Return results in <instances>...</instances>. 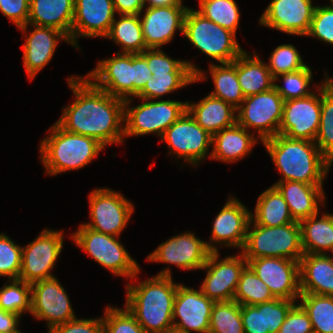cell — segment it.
<instances>
[{"instance_id": "1", "label": "cell", "mask_w": 333, "mask_h": 333, "mask_svg": "<svg viewBox=\"0 0 333 333\" xmlns=\"http://www.w3.org/2000/svg\"><path fill=\"white\" fill-rule=\"evenodd\" d=\"M75 101L56 121L68 132L96 139L104 147L124 143V100L98 89L86 76L67 79Z\"/></svg>"}, {"instance_id": "2", "label": "cell", "mask_w": 333, "mask_h": 333, "mask_svg": "<svg viewBox=\"0 0 333 333\" xmlns=\"http://www.w3.org/2000/svg\"><path fill=\"white\" fill-rule=\"evenodd\" d=\"M170 268L162 269L137 284L126 285V308L146 333L173 331V305L178 284L173 282Z\"/></svg>"}, {"instance_id": "3", "label": "cell", "mask_w": 333, "mask_h": 333, "mask_svg": "<svg viewBox=\"0 0 333 333\" xmlns=\"http://www.w3.org/2000/svg\"><path fill=\"white\" fill-rule=\"evenodd\" d=\"M262 144L281 174L282 178L277 182L323 185L332 163L320 152L315 142L277 134Z\"/></svg>"}, {"instance_id": "4", "label": "cell", "mask_w": 333, "mask_h": 333, "mask_svg": "<svg viewBox=\"0 0 333 333\" xmlns=\"http://www.w3.org/2000/svg\"><path fill=\"white\" fill-rule=\"evenodd\" d=\"M40 143V161L47 175H56L87 166L104 146L96 139L63 129L57 122Z\"/></svg>"}, {"instance_id": "5", "label": "cell", "mask_w": 333, "mask_h": 333, "mask_svg": "<svg viewBox=\"0 0 333 333\" xmlns=\"http://www.w3.org/2000/svg\"><path fill=\"white\" fill-rule=\"evenodd\" d=\"M241 253L245 259L277 257L300 262L304 252L299 222L266 227L250 220Z\"/></svg>"}, {"instance_id": "6", "label": "cell", "mask_w": 333, "mask_h": 333, "mask_svg": "<svg viewBox=\"0 0 333 333\" xmlns=\"http://www.w3.org/2000/svg\"><path fill=\"white\" fill-rule=\"evenodd\" d=\"M183 36L202 53L219 63L233 62L243 51L236 34L188 8L184 17Z\"/></svg>"}, {"instance_id": "7", "label": "cell", "mask_w": 333, "mask_h": 333, "mask_svg": "<svg viewBox=\"0 0 333 333\" xmlns=\"http://www.w3.org/2000/svg\"><path fill=\"white\" fill-rule=\"evenodd\" d=\"M140 100L142 103L135 107H129L132 98L124 100V138L151 133L162 137L166 129L187 110V102Z\"/></svg>"}, {"instance_id": "8", "label": "cell", "mask_w": 333, "mask_h": 333, "mask_svg": "<svg viewBox=\"0 0 333 333\" xmlns=\"http://www.w3.org/2000/svg\"><path fill=\"white\" fill-rule=\"evenodd\" d=\"M117 238L119 237L95 231L83 224L71 235L74 243L102 267L110 270L115 276L135 280L140 266Z\"/></svg>"}, {"instance_id": "9", "label": "cell", "mask_w": 333, "mask_h": 333, "mask_svg": "<svg viewBox=\"0 0 333 333\" xmlns=\"http://www.w3.org/2000/svg\"><path fill=\"white\" fill-rule=\"evenodd\" d=\"M284 100L280 94L270 90L245 97L236 109L237 123L246 128L257 130L261 143L279 134L283 116Z\"/></svg>"}, {"instance_id": "10", "label": "cell", "mask_w": 333, "mask_h": 333, "mask_svg": "<svg viewBox=\"0 0 333 333\" xmlns=\"http://www.w3.org/2000/svg\"><path fill=\"white\" fill-rule=\"evenodd\" d=\"M91 221L84 226L119 237L128 224L134 206L120 192L109 188L94 189L89 194Z\"/></svg>"}, {"instance_id": "11", "label": "cell", "mask_w": 333, "mask_h": 333, "mask_svg": "<svg viewBox=\"0 0 333 333\" xmlns=\"http://www.w3.org/2000/svg\"><path fill=\"white\" fill-rule=\"evenodd\" d=\"M63 231L43 229L38 237L22 246L20 280L32 284L55 277L50 271L55 266L62 248Z\"/></svg>"}, {"instance_id": "12", "label": "cell", "mask_w": 333, "mask_h": 333, "mask_svg": "<svg viewBox=\"0 0 333 333\" xmlns=\"http://www.w3.org/2000/svg\"><path fill=\"white\" fill-rule=\"evenodd\" d=\"M161 140L166 142L169 153L195 166L206 158L212 146V135L198 125L187 110L166 129Z\"/></svg>"}, {"instance_id": "13", "label": "cell", "mask_w": 333, "mask_h": 333, "mask_svg": "<svg viewBox=\"0 0 333 333\" xmlns=\"http://www.w3.org/2000/svg\"><path fill=\"white\" fill-rule=\"evenodd\" d=\"M30 314L45 320L48 330L76 318L69 296L56 277L31 284Z\"/></svg>"}, {"instance_id": "14", "label": "cell", "mask_w": 333, "mask_h": 333, "mask_svg": "<svg viewBox=\"0 0 333 333\" xmlns=\"http://www.w3.org/2000/svg\"><path fill=\"white\" fill-rule=\"evenodd\" d=\"M219 252H210L201 270L207 274L202 282L201 291L209 299L231 301L236 293L241 272L247 266L243 254L227 256L219 260Z\"/></svg>"}, {"instance_id": "15", "label": "cell", "mask_w": 333, "mask_h": 333, "mask_svg": "<svg viewBox=\"0 0 333 333\" xmlns=\"http://www.w3.org/2000/svg\"><path fill=\"white\" fill-rule=\"evenodd\" d=\"M246 260L275 298L297 301L301 294L299 261L277 257Z\"/></svg>"}, {"instance_id": "16", "label": "cell", "mask_w": 333, "mask_h": 333, "mask_svg": "<svg viewBox=\"0 0 333 333\" xmlns=\"http://www.w3.org/2000/svg\"><path fill=\"white\" fill-rule=\"evenodd\" d=\"M315 87L318 93L313 91L307 97L284 101L279 134L292 139L315 141L320 125L321 84Z\"/></svg>"}, {"instance_id": "17", "label": "cell", "mask_w": 333, "mask_h": 333, "mask_svg": "<svg viewBox=\"0 0 333 333\" xmlns=\"http://www.w3.org/2000/svg\"><path fill=\"white\" fill-rule=\"evenodd\" d=\"M214 303L201 289L196 290L178 283L172 311L173 331L208 333Z\"/></svg>"}, {"instance_id": "18", "label": "cell", "mask_w": 333, "mask_h": 333, "mask_svg": "<svg viewBox=\"0 0 333 333\" xmlns=\"http://www.w3.org/2000/svg\"><path fill=\"white\" fill-rule=\"evenodd\" d=\"M231 197L213 220L210 243L206 242L210 252L219 251L216 243L241 250L244 247L252 212L239 199Z\"/></svg>"}, {"instance_id": "19", "label": "cell", "mask_w": 333, "mask_h": 333, "mask_svg": "<svg viewBox=\"0 0 333 333\" xmlns=\"http://www.w3.org/2000/svg\"><path fill=\"white\" fill-rule=\"evenodd\" d=\"M209 253L205 241L186 231L159 244L147 256V261L174 264L184 270H201Z\"/></svg>"}, {"instance_id": "20", "label": "cell", "mask_w": 333, "mask_h": 333, "mask_svg": "<svg viewBox=\"0 0 333 333\" xmlns=\"http://www.w3.org/2000/svg\"><path fill=\"white\" fill-rule=\"evenodd\" d=\"M315 8L312 0H272L259 18V24L288 35L305 36Z\"/></svg>"}, {"instance_id": "21", "label": "cell", "mask_w": 333, "mask_h": 333, "mask_svg": "<svg viewBox=\"0 0 333 333\" xmlns=\"http://www.w3.org/2000/svg\"><path fill=\"white\" fill-rule=\"evenodd\" d=\"M86 77L98 88L114 97H133V54L121 53L100 60Z\"/></svg>"}, {"instance_id": "22", "label": "cell", "mask_w": 333, "mask_h": 333, "mask_svg": "<svg viewBox=\"0 0 333 333\" xmlns=\"http://www.w3.org/2000/svg\"><path fill=\"white\" fill-rule=\"evenodd\" d=\"M112 0H74L71 45L80 49L79 37L105 38L115 19Z\"/></svg>"}, {"instance_id": "23", "label": "cell", "mask_w": 333, "mask_h": 333, "mask_svg": "<svg viewBox=\"0 0 333 333\" xmlns=\"http://www.w3.org/2000/svg\"><path fill=\"white\" fill-rule=\"evenodd\" d=\"M35 27L30 34L27 27ZM23 25L19 29L24 32L26 42L23 44V66L30 80L41 71L53 58L59 40L71 44L69 37L62 31L50 27ZM27 34V35H26Z\"/></svg>"}, {"instance_id": "24", "label": "cell", "mask_w": 333, "mask_h": 333, "mask_svg": "<svg viewBox=\"0 0 333 333\" xmlns=\"http://www.w3.org/2000/svg\"><path fill=\"white\" fill-rule=\"evenodd\" d=\"M188 8L186 6L146 8L140 21L147 49H160L171 42L176 30L183 34L184 17Z\"/></svg>"}, {"instance_id": "25", "label": "cell", "mask_w": 333, "mask_h": 333, "mask_svg": "<svg viewBox=\"0 0 333 333\" xmlns=\"http://www.w3.org/2000/svg\"><path fill=\"white\" fill-rule=\"evenodd\" d=\"M273 186L286 201L294 221L300 222L319 213L325 203L323 185H312L294 181L276 182Z\"/></svg>"}, {"instance_id": "26", "label": "cell", "mask_w": 333, "mask_h": 333, "mask_svg": "<svg viewBox=\"0 0 333 333\" xmlns=\"http://www.w3.org/2000/svg\"><path fill=\"white\" fill-rule=\"evenodd\" d=\"M257 137L237 122L212 136V152L209 158L221 162H236L252 153Z\"/></svg>"}, {"instance_id": "27", "label": "cell", "mask_w": 333, "mask_h": 333, "mask_svg": "<svg viewBox=\"0 0 333 333\" xmlns=\"http://www.w3.org/2000/svg\"><path fill=\"white\" fill-rule=\"evenodd\" d=\"M300 265L301 293L333 296V257L304 254Z\"/></svg>"}, {"instance_id": "28", "label": "cell", "mask_w": 333, "mask_h": 333, "mask_svg": "<svg viewBox=\"0 0 333 333\" xmlns=\"http://www.w3.org/2000/svg\"><path fill=\"white\" fill-rule=\"evenodd\" d=\"M186 102L189 114L212 136L237 122L236 108L210 94L200 102Z\"/></svg>"}, {"instance_id": "29", "label": "cell", "mask_w": 333, "mask_h": 333, "mask_svg": "<svg viewBox=\"0 0 333 333\" xmlns=\"http://www.w3.org/2000/svg\"><path fill=\"white\" fill-rule=\"evenodd\" d=\"M74 0H30L28 25L64 32L71 42Z\"/></svg>"}, {"instance_id": "30", "label": "cell", "mask_w": 333, "mask_h": 333, "mask_svg": "<svg viewBox=\"0 0 333 333\" xmlns=\"http://www.w3.org/2000/svg\"><path fill=\"white\" fill-rule=\"evenodd\" d=\"M253 53L249 55L244 50L237 57V79L245 97L270 90L274 86V78L267 64Z\"/></svg>"}, {"instance_id": "31", "label": "cell", "mask_w": 333, "mask_h": 333, "mask_svg": "<svg viewBox=\"0 0 333 333\" xmlns=\"http://www.w3.org/2000/svg\"><path fill=\"white\" fill-rule=\"evenodd\" d=\"M319 213L299 222L304 254H329L333 252V214Z\"/></svg>"}, {"instance_id": "32", "label": "cell", "mask_w": 333, "mask_h": 333, "mask_svg": "<svg viewBox=\"0 0 333 333\" xmlns=\"http://www.w3.org/2000/svg\"><path fill=\"white\" fill-rule=\"evenodd\" d=\"M251 220L257 225L276 227L292 222L288 205L279 191L272 185L258 197Z\"/></svg>"}, {"instance_id": "33", "label": "cell", "mask_w": 333, "mask_h": 333, "mask_svg": "<svg viewBox=\"0 0 333 333\" xmlns=\"http://www.w3.org/2000/svg\"><path fill=\"white\" fill-rule=\"evenodd\" d=\"M140 16L119 14V19L113 20L110 31L105 38L122 46L121 53L141 54L147 49Z\"/></svg>"}, {"instance_id": "34", "label": "cell", "mask_w": 333, "mask_h": 333, "mask_svg": "<svg viewBox=\"0 0 333 333\" xmlns=\"http://www.w3.org/2000/svg\"><path fill=\"white\" fill-rule=\"evenodd\" d=\"M210 75L215 89L209 93L238 108L245 96L237 79V58L231 63L210 64Z\"/></svg>"}, {"instance_id": "35", "label": "cell", "mask_w": 333, "mask_h": 333, "mask_svg": "<svg viewBox=\"0 0 333 333\" xmlns=\"http://www.w3.org/2000/svg\"><path fill=\"white\" fill-rule=\"evenodd\" d=\"M321 83L320 125L314 142L333 164V78H329L325 71V79Z\"/></svg>"}, {"instance_id": "36", "label": "cell", "mask_w": 333, "mask_h": 333, "mask_svg": "<svg viewBox=\"0 0 333 333\" xmlns=\"http://www.w3.org/2000/svg\"><path fill=\"white\" fill-rule=\"evenodd\" d=\"M299 303L308 313L314 333H333V296L301 293Z\"/></svg>"}, {"instance_id": "37", "label": "cell", "mask_w": 333, "mask_h": 333, "mask_svg": "<svg viewBox=\"0 0 333 333\" xmlns=\"http://www.w3.org/2000/svg\"><path fill=\"white\" fill-rule=\"evenodd\" d=\"M141 55L146 59L152 74L194 73L195 82L208 79L204 70L197 68L191 61L172 59L161 49H146Z\"/></svg>"}, {"instance_id": "38", "label": "cell", "mask_w": 333, "mask_h": 333, "mask_svg": "<svg viewBox=\"0 0 333 333\" xmlns=\"http://www.w3.org/2000/svg\"><path fill=\"white\" fill-rule=\"evenodd\" d=\"M274 299L269 287L247 265L241 272L233 300L240 305H257Z\"/></svg>"}, {"instance_id": "39", "label": "cell", "mask_w": 333, "mask_h": 333, "mask_svg": "<svg viewBox=\"0 0 333 333\" xmlns=\"http://www.w3.org/2000/svg\"><path fill=\"white\" fill-rule=\"evenodd\" d=\"M208 333H244L241 305L234 300L215 302Z\"/></svg>"}, {"instance_id": "40", "label": "cell", "mask_w": 333, "mask_h": 333, "mask_svg": "<svg viewBox=\"0 0 333 333\" xmlns=\"http://www.w3.org/2000/svg\"><path fill=\"white\" fill-rule=\"evenodd\" d=\"M195 83L194 73H166L152 74L144 88L138 93L140 99H160L182 87Z\"/></svg>"}, {"instance_id": "41", "label": "cell", "mask_w": 333, "mask_h": 333, "mask_svg": "<svg viewBox=\"0 0 333 333\" xmlns=\"http://www.w3.org/2000/svg\"><path fill=\"white\" fill-rule=\"evenodd\" d=\"M199 7L197 11L206 19L236 34L240 11L234 0H199Z\"/></svg>"}, {"instance_id": "42", "label": "cell", "mask_w": 333, "mask_h": 333, "mask_svg": "<svg viewBox=\"0 0 333 333\" xmlns=\"http://www.w3.org/2000/svg\"><path fill=\"white\" fill-rule=\"evenodd\" d=\"M0 288V309L22 317L31 310V284L20 279H8Z\"/></svg>"}, {"instance_id": "43", "label": "cell", "mask_w": 333, "mask_h": 333, "mask_svg": "<svg viewBox=\"0 0 333 333\" xmlns=\"http://www.w3.org/2000/svg\"><path fill=\"white\" fill-rule=\"evenodd\" d=\"M311 68L306 65L304 68L288 72L282 75L274 77V88L280 94L284 101L304 98L312 94L313 92L309 89L312 79ZM283 78L284 85H278V81L281 77Z\"/></svg>"}, {"instance_id": "44", "label": "cell", "mask_w": 333, "mask_h": 333, "mask_svg": "<svg viewBox=\"0 0 333 333\" xmlns=\"http://www.w3.org/2000/svg\"><path fill=\"white\" fill-rule=\"evenodd\" d=\"M306 65L299 51L291 44L277 46L272 51L269 63H267V67L273 78L288 72L300 70Z\"/></svg>"}, {"instance_id": "45", "label": "cell", "mask_w": 333, "mask_h": 333, "mask_svg": "<svg viewBox=\"0 0 333 333\" xmlns=\"http://www.w3.org/2000/svg\"><path fill=\"white\" fill-rule=\"evenodd\" d=\"M102 321L103 333H146L126 306L124 309L107 306Z\"/></svg>"}, {"instance_id": "46", "label": "cell", "mask_w": 333, "mask_h": 333, "mask_svg": "<svg viewBox=\"0 0 333 333\" xmlns=\"http://www.w3.org/2000/svg\"><path fill=\"white\" fill-rule=\"evenodd\" d=\"M22 246L0 233V276L18 279L21 270Z\"/></svg>"}, {"instance_id": "47", "label": "cell", "mask_w": 333, "mask_h": 333, "mask_svg": "<svg viewBox=\"0 0 333 333\" xmlns=\"http://www.w3.org/2000/svg\"><path fill=\"white\" fill-rule=\"evenodd\" d=\"M298 301L275 298L262 303L263 333H278L289 310Z\"/></svg>"}, {"instance_id": "48", "label": "cell", "mask_w": 333, "mask_h": 333, "mask_svg": "<svg viewBox=\"0 0 333 333\" xmlns=\"http://www.w3.org/2000/svg\"><path fill=\"white\" fill-rule=\"evenodd\" d=\"M305 36L333 45V4L316 6L311 25Z\"/></svg>"}, {"instance_id": "49", "label": "cell", "mask_w": 333, "mask_h": 333, "mask_svg": "<svg viewBox=\"0 0 333 333\" xmlns=\"http://www.w3.org/2000/svg\"><path fill=\"white\" fill-rule=\"evenodd\" d=\"M278 333H314L308 313L300 304L289 310Z\"/></svg>"}, {"instance_id": "50", "label": "cell", "mask_w": 333, "mask_h": 333, "mask_svg": "<svg viewBox=\"0 0 333 333\" xmlns=\"http://www.w3.org/2000/svg\"><path fill=\"white\" fill-rule=\"evenodd\" d=\"M47 333H103L102 317L73 319L64 324L55 326Z\"/></svg>"}, {"instance_id": "51", "label": "cell", "mask_w": 333, "mask_h": 333, "mask_svg": "<svg viewBox=\"0 0 333 333\" xmlns=\"http://www.w3.org/2000/svg\"><path fill=\"white\" fill-rule=\"evenodd\" d=\"M30 0H0V12L19 28L27 24Z\"/></svg>"}, {"instance_id": "52", "label": "cell", "mask_w": 333, "mask_h": 333, "mask_svg": "<svg viewBox=\"0 0 333 333\" xmlns=\"http://www.w3.org/2000/svg\"><path fill=\"white\" fill-rule=\"evenodd\" d=\"M241 318L244 333H263L262 303L241 305Z\"/></svg>"}, {"instance_id": "53", "label": "cell", "mask_w": 333, "mask_h": 333, "mask_svg": "<svg viewBox=\"0 0 333 333\" xmlns=\"http://www.w3.org/2000/svg\"><path fill=\"white\" fill-rule=\"evenodd\" d=\"M150 78L152 72L146 59L141 54H133V97H137Z\"/></svg>"}, {"instance_id": "54", "label": "cell", "mask_w": 333, "mask_h": 333, "mask_svg": "<svg viewBox=\"0 0 333 333\" xmlns=\"http://www.w3.org/2000/svg\"><path fill=\"white\" fill-rule=\"evenodd\" d=\"M115 12L118 14L141 15L144 0H112Z\"/></svg>"}, {"instance_id": "55", "label": "cell", "mask_w": 333, "mask_h": 333, "mask_svg": "<svg viewBox=\"0 0 333 333\" xmlns=\"http://www.w3.org/2000/svg\"><path fill=\"white\" fill-rule=\"evenodd\" d=\"M21 317L15 313L0 309V332L15 333L19 329V320Z\"/></svg>"}, {"instance_id": "56", "label": "cell", "mask_w": 333, "mask_h": 333, "mask_svg": "<svg viewBox=\"0 0 333 333\" xmlns=\"http://www.w3.org/2000/svg\"><path fill=\"white\" fill-rule=\"evenodd\" d=\"M183 0H144L146 8L152 7H167V6H183Z\"/></svg>"}, {"instance_id": "57", "label": "cell", "mask_w": 333, "mask_h": 333, "mask_svg": "<svg viewBox=\"0 0 333 333\" xmlns=\"http://www.w3.org/2000/svg\"><path fill=\"white\" fill-rule=\"evenodd\" d=\"M166 333H178V332H175V331H170V332H166Z\"/></svg>"}]
</instances>
